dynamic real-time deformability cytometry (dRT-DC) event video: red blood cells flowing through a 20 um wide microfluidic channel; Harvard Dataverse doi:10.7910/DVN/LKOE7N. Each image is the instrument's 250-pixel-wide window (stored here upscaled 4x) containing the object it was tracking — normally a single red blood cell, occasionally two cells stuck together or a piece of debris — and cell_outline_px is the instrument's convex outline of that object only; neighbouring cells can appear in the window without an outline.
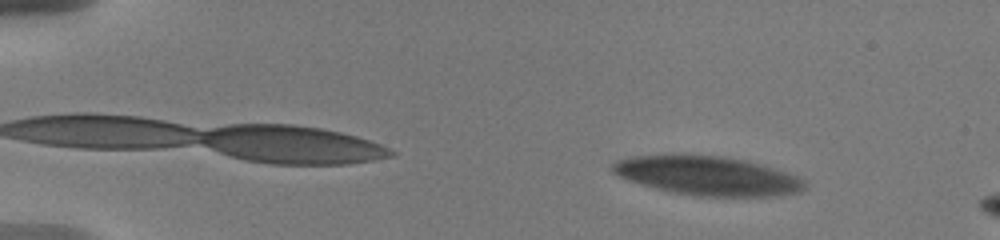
{"species": "human", "species_latin": "Homo sapiens", "temperature_condition": "warm", "stored_images_in_passage": 6, "camera_frame_rate_fps": 3000, "um_per_image_px": 0.085, "donor": {"sex": "male"}, "frame": {"image": 1, "passage_image": 3, "time_ms": 1.667, "image_size_px": [1000, 240], "cell_outline_px": [[804, 188], [800, 192], [780, 196], [700, 196], [676, 192], [640, 184], [628, 180], [612, 172], [612, 164], [616, 160], [632, 156], [676, 152], [724, 156], [748, 160], [796, 176], [804, 180]], "centroid_in_image_um": [60.09, 14.89], "position_along_channel_um": 24.9, "area_um2": 44.22}}